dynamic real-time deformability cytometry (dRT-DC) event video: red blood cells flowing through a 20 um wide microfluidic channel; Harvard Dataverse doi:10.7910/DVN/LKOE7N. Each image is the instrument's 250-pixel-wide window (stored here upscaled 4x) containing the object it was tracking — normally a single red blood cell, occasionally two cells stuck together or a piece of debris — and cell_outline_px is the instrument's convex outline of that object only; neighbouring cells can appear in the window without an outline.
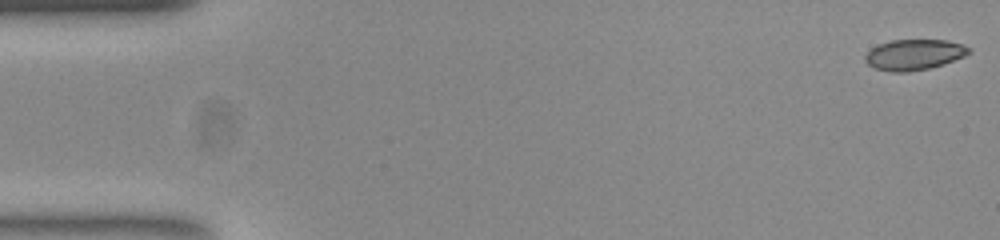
{"species": "common noctule bat (a hibernating species)", "species_latin": "Nyctalus noctula", "temperature_condition": "room temperature", "stored_images_in_passage": 53, "camera_frame_rate_fps": 3000, "um_per_image_px": 0.085, "animal": {"sex": "female", "body_mass_g": 23.0, "forearm_length_mm": 53.4}, "frame": {"image": 1, "passage_image": 1, "time_ms": 0.0, "image_size_px": [1000, 240], "cell_outline_px": [[972, 52], [964, 56], [944, 64], [928, 68], [908, 72], [892, 72], [876, 68], [868, 64], [864, 60], [864, 56], [872, 48], [880, 44], [892, 40], [948, 40], [964, 44], [972, 48]], "centroid_in_image_um": [77.74, 4.64], "position_along_channel_um": 7.3, "area_um2": 18.55}}
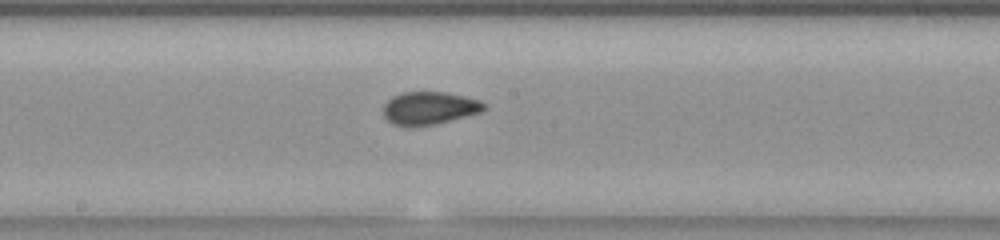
{"frame": {"image": 2, "passage_image": 28, "time_ms": 9.0, "image_size_px": [1000, 240], "cell_outline_px": [[488, 108], [480, 112], [432, 124], [408, 128], [404, 128], [392, 124], [384, 116], [384, 104], [392, 96], [400, 92], [448, 92], [480, 100], [488, 104]], "centroid_in_image_um": [36.48, 9.19], "position_along_channel_um": 211.7, "area_um2": 19.48}}
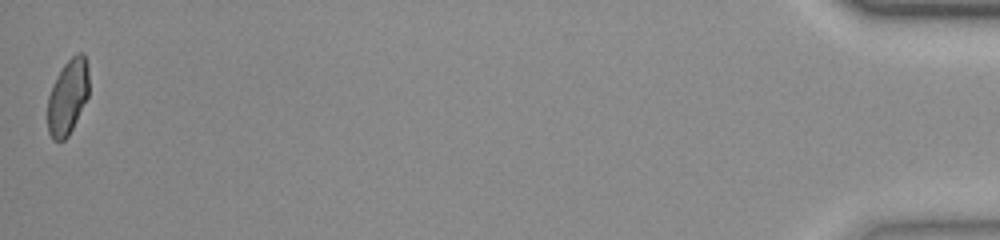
{"frame": {"image": 3, "passage_image": 53, "time_ms": 17.333, "image_size_px": [1000, 240], "cell_outline_px": [[88, 96], [68, 136], [64, 140], [52, 140], [48, 132], [48, 96], [52, 84], [56, 76], [64, 64], [76, 52], [84, 52], [88, 64]], "centroid_in_image_um": [5.76, 8.19], "position_along_channel_um": 429.4, "area_um2": 18.15}, "authors_computed_cell_mechanics": {"area_um2": 19.1896, "velocity_mm_per_s": 3.8202, "shape_relaxation_time_tau1_ms": null, "shape_relaxation_time_tau2_ms": 0.9978, "deformation_change_tau1": null, "deformation_change_tau2": 0.0533}}